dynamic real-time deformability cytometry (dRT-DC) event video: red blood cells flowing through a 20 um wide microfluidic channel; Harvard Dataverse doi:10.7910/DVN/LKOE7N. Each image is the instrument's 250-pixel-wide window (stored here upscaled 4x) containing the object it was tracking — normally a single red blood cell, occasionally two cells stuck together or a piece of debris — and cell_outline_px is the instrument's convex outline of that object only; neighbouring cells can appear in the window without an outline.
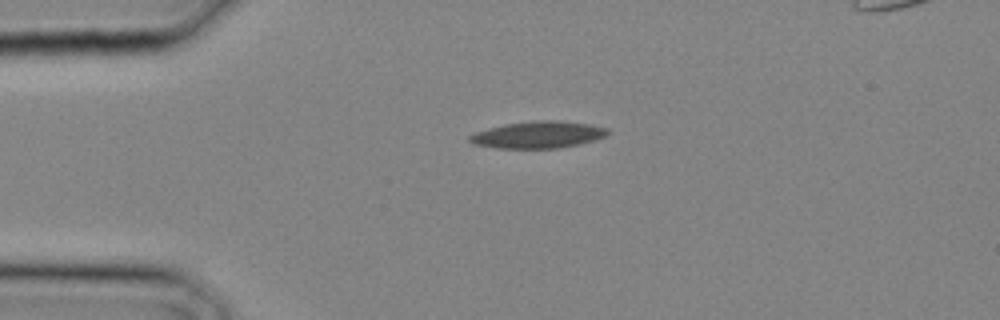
{"species": "common noctule bat (a hibernating species)", "species_latin": "Nyctalus noctula", "temperature_condition": "cold", "stored_images_in_passage": 5, "camera_frame_rate_fps": 3000, "um_per_image_px": 0.085, "animal": {"sex": "male", "body_mass_g": 20.4}, "frame": {"image": 1, "passage_image": 1, "time_ms": 0.0, "image_size_px": [1000, 320], "cell_outline_px": [[608, 136], [580, 144], [556, 148], [496, 148], [472, 144], [468, 140], [468, 136], [476, 132], [488, 128], [504, 124], [532, 120], [556, 120], [592, 124], [608, 128]], "centroid_in_image_um": [45.74, 11.44], "position_along_channel_um": 39.3, "area_um2": 21.85}}
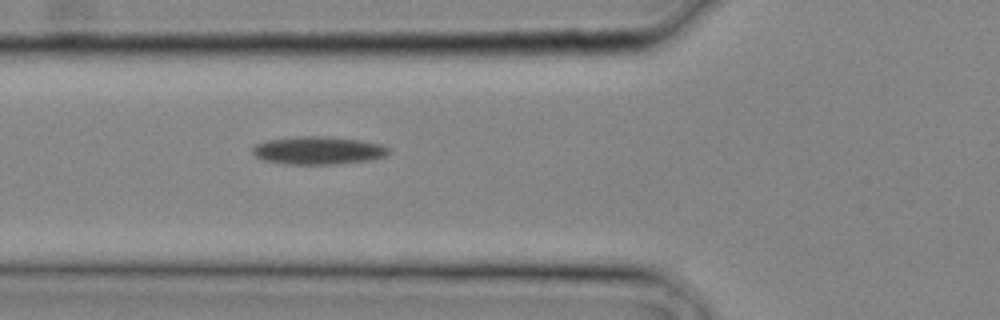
{"frame": {"image": 2, "passage_image": 5, "time_ms": 1.333, "image_size_px": [1000, 320], "cell_outline_px": [[388, 152], [384, 156], [372, 160], [340, 164], [284, 164], [260, 160], [252, 152], [252, 148], [256, 144], [268, 140], [304, 136], [324, 136], [360, 140], [380, 144], [388, 148]], "centroid_in_image_um": [27.02, 12.8], "position_along_channel_um": 98.8, "area_um2": 22.14}}